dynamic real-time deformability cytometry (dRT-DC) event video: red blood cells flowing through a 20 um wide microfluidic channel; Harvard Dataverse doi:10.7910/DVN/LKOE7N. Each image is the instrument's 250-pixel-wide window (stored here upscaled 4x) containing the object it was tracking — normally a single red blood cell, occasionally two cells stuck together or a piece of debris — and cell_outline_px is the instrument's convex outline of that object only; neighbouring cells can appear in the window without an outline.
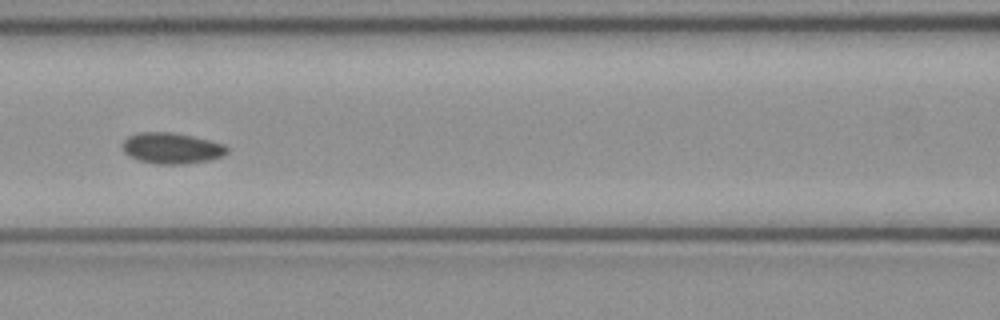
{"species": "common noctule bat (a hibernating species)", "species_latin": "Nyctalus noctula", "temperature_condition": "cold", "stored_images_in_passage": 6, "camera_frame_rate_fps": 3000, "um_per_image_px": 0.085, "animal": {"sex": "female", "body_mass_g": 21.9}, "frame": {"image": 1, "passage_image": 6, "time_ms": 1.667, "image_size_px": [1000, 320], "cell_outline_px": [[228, 152], [212, 160], [184, 164], [156, 164], [140, 160], [128, 156], [120, 148], [120, 144], [128, 136], [140, 132], [172, 132], [192, 136], [224, 144], [228, 148]], "centroid_in_image_um": [14.55, 12.6], "position_along_channel_um": 152.1, "area_um2": 19.02}}